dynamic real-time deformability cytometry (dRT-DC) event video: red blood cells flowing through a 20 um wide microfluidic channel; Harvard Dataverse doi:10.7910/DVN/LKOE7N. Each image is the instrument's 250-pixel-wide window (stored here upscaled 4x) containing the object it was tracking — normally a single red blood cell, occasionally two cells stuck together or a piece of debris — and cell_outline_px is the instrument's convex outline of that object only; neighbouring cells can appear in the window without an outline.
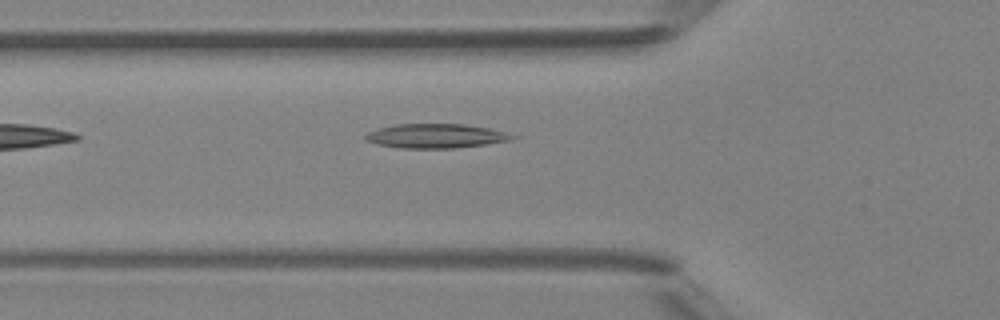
{"species": "Egyptian fruit bat (a non-hibernating species)", "species_latin": "Rousettus aegyptiacus", "temperature_condition": "room temperature", "stored_images_in_passage": 36, "camera_frame_rate_fps": 3000, "um_per_image_px": 0.085, "animal": {"sex": "female"}, "frame": {"image": 1, "passage_image": 4, "time_ms": 1.0, "image_size_px": [1000, 320], "cell_outline_px": [[524, 136], [508, 140], [484, 144], [456, 148], [400, 148], [380, 144], [364, 140], [364, 136], [368, 132], [376, 128], [396, 124], [464, 124], [488, 128]], "centroid_in_image_um": [37.06, 11.55], "position_along_channel_um": 88.7, "area_um2": 20.81}}
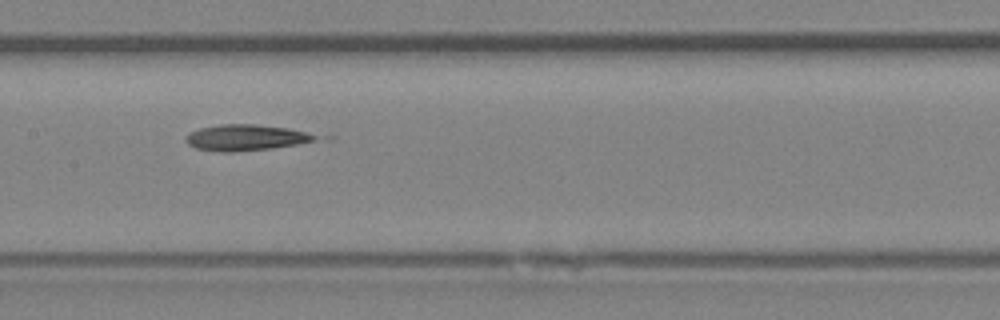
{"frame": {"image": 2, "passage_image": 11, "time_ms": 3.333, "image_size_px": [1000, 320], "cell_outline_px": [[316, 140], [296, 144], [272, 148], [232, 152], [220, 152], [196, 148], [188, 144], [184, 140], [188, 132], [200, 128], [220, 124], [252, 124], [288, 128], [304, 132], [316, 136]], "centroid_in_image_um": [20.8, 11.69], "position_along_channel_um": 186.6, "area_um2": 19.42}}
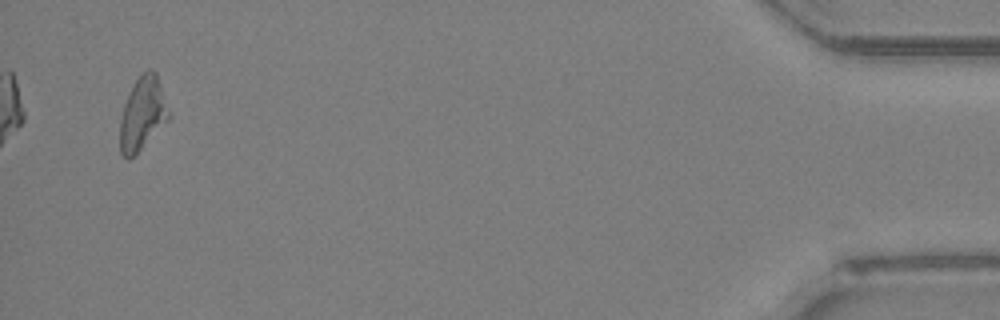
{"frame": {"image": 3, "passage_image": 34, "time_ms": 11.0, "image_size_px": [1000, 320], "cell_outline_px": [[168, 120], [128, 160], [120, 152], [120, 120], [124, 104], [132, 84], [148, 68], [152, 68], [156, 72], [160, 84], [168, 112]], "centroid_in_image_um": [12.08, 9.62], "position_along_channel_um": 423.1, "area_um2": 20.11}, "authors_computed_cell_mechanics": {"area_um2": 19.9121, "velocity_mm_per_s": 4.1959, "shape_relaxation_time_tau1_ms": 4.1628, "shape_relaxation_time_tau2_ms": null, "deformation_change_tau1": 0.1445, "deformation_change_tau2": null}}